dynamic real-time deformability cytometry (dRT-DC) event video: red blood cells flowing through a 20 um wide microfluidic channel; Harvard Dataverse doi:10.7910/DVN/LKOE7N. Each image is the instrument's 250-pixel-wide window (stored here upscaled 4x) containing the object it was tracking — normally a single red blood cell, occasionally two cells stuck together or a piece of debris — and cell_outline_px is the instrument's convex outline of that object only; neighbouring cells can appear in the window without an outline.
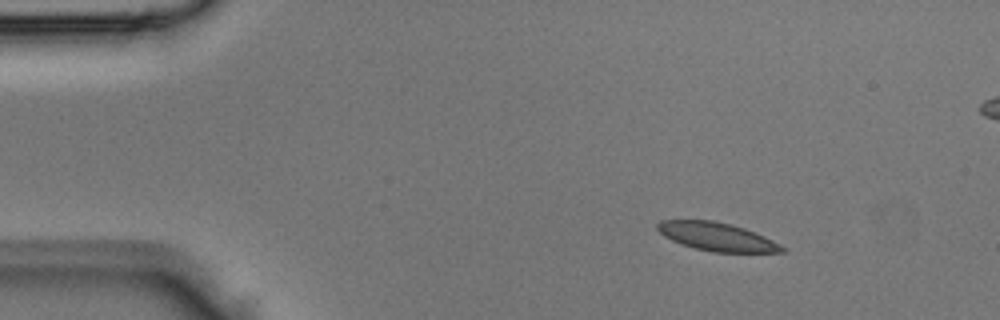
{"species": "Egyptian fruit bat (a non-hibernating species)", "species_latin": "Rousettus aegyptiacus", "temperature_condition": "room temperature", "stored_images_in_passage": 4, "camera_frame_rate_fps": 3000, "um_per_image_px": 0.085, "animal": {"sex": "male"}, "frame": {"image": 1, "passage_image": 1, "time_ms": 0.0, "image_size_px": [1000, 320], "cell_outline_px": [[784, 252], [712, 252], [680, 244], [664, 236], [656, 228], [656, 224], [660, 220], [712, 220], [732, 224], [744, 228], [764, 236], [780, 244], [784, 248]], "centroid_in_image_um": [60.9, 20.11], "position_along_channel_um": 24.1, "area_um2": 20.46}}
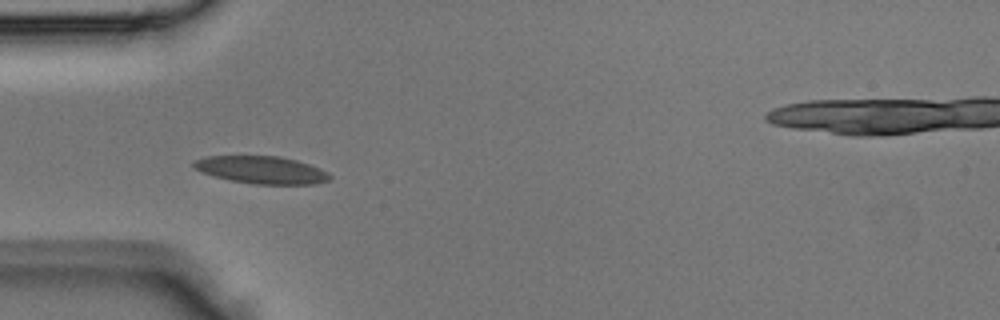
{"frame": {"image": 2, "passage_image": 3, "time_ms": 0.667, "image_size_px": [1000, 320], "cell_outline_px": [[332, 176], [328, 180], [316, 184], [252, 184], [232, 180], [216, 176], [192, 168], [192, 164], [196, 160], [208, 156], [280, 156], [296, 160], [320, 168], [328, 172]], "centroid_in_image_um": [22.26, 14.44], "position_along_channel_um": 62.7, "area_um2": 21.62}}
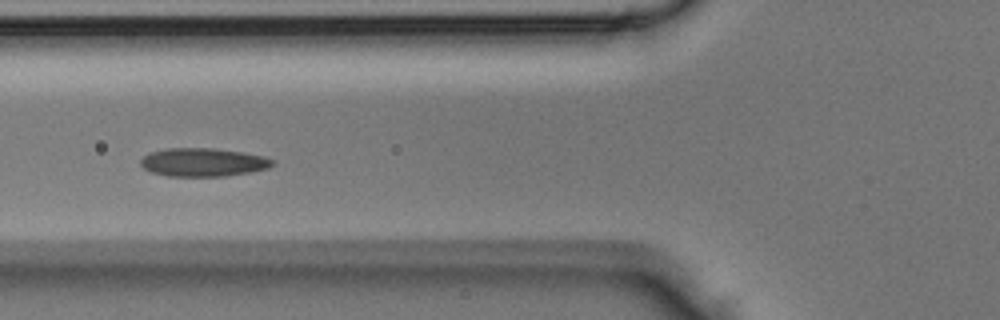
{"frame": {"image": 3, "passage_image": 4, "time_ms": 1.0, "image_size_px": [1000, 320], "cell_outline_px": [[276, 164], [268, 168], [252, 172], [228, 176], [168, 176], [152, 172], [144, 168], [140, 164], [140, 160], [148, 152], [164, 148], [216, 148], [244, 152], [260, 156], [272, 160]], "centroid_in_image_um": [17.25, 13.79], "position_along_channel_um": 108.6, "area_um2": 21.96}}